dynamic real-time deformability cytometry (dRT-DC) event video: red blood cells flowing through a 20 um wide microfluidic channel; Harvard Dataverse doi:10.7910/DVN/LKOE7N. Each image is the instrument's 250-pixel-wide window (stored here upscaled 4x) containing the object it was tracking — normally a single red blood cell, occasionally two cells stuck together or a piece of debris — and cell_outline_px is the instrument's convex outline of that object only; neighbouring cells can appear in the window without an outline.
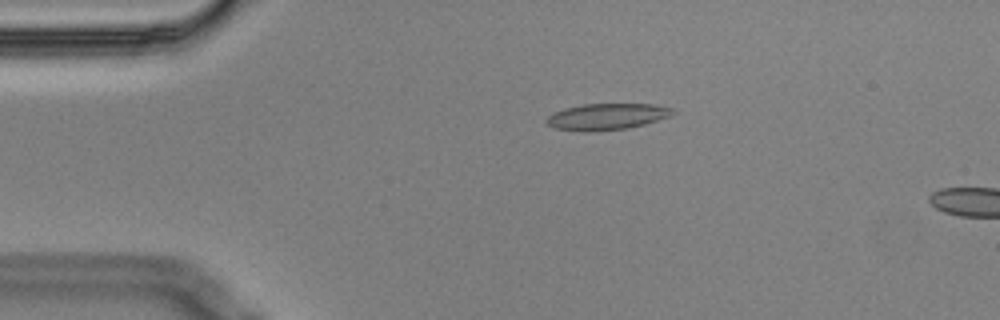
{"species": "Egyptian fruit bat (a non-hibernating species)", "species_latin": "Rousettus aegyptiacus", "temperature_condition": "cold", "stored_images_in_passage": 2, "camera_frame_rate_fps": 3000, "um_per_image_px": 0.085, "animal": {"sex": "male"}, "frame": {"image": 1, "passage_image": 1, "time_ms": 0.0, "image_size_px": [1000, 320], "cell_outline_px": [[676, 112], [672, 116], [644, 124], [628, 128], [588, 132], [580, 132], [556, 128], [548, 124], [544, 120], [548, 116], [564, 108], [584, 104], [652, 104], [672, 108]], "centroid_in_image_um": [51.59, 9.92], "position_along_channel_um": 33.4, "area_um2": 19.42}}